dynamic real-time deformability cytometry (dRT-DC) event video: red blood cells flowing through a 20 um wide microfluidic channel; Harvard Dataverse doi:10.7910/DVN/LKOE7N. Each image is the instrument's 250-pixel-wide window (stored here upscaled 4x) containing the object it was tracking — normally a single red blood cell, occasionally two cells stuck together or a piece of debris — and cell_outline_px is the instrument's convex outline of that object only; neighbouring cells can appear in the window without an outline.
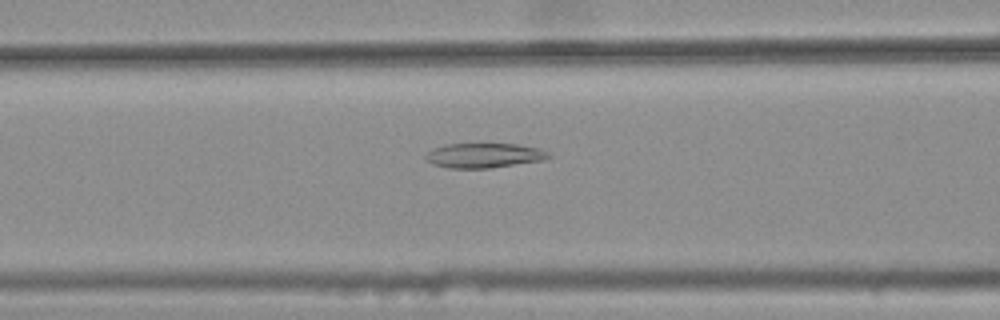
{"species": "common noctule bat (a hibernating species)", "species_latin": "Nyctalus noctula", "temperature_condition": "warm", "stored_images_in_passage": 27, "camera_frame_rate_fps": 3000, "um_per_image_px": 0.085, "animal": {"sex": "female", "body_mass_g": 25.1}, "frame": {"image": 1, "passage_image": 15, "time_ms": 4.667, "image_size_px": [1000, 320], "cell_outline_px": [[552, 156], [544, 160], [492, 168], [448, 168], [432, 164], [424, 156], [432, 148], [444, 144], [516, 144], [536, 148], [548, 152]], "centroid_in_image_um": [41.12, 13.22], "position_along_channel_um": 125.5, "area_um2": 17.69}}
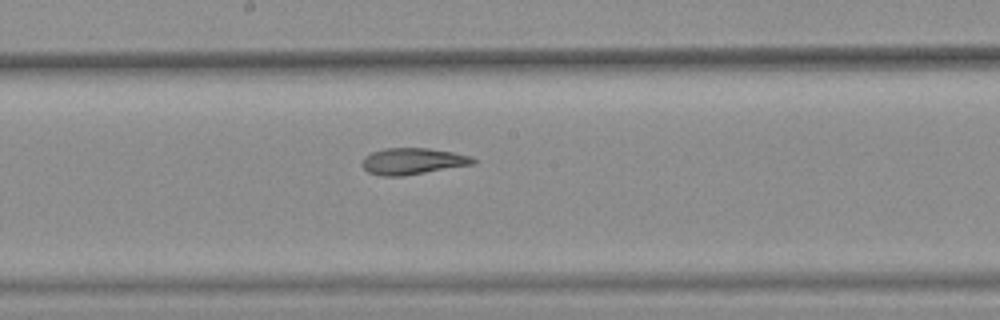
{"frame": {"image": 2, "passage_image": 22, "time_ms": 7.0, "image_size_px": [1000, 320], "cell_outline_px": [[476, 164], [404, 176], [380, 176], [368, 172], [360, 164], [364, 156], [372, 152], [384, 148], [428, 148], [452, 152], [472, 156], [476, 160]], "centroid_in_image_um": [35.07, 13.71], "position_along_channel_um": 213.1, "area_um2": 17.34}}
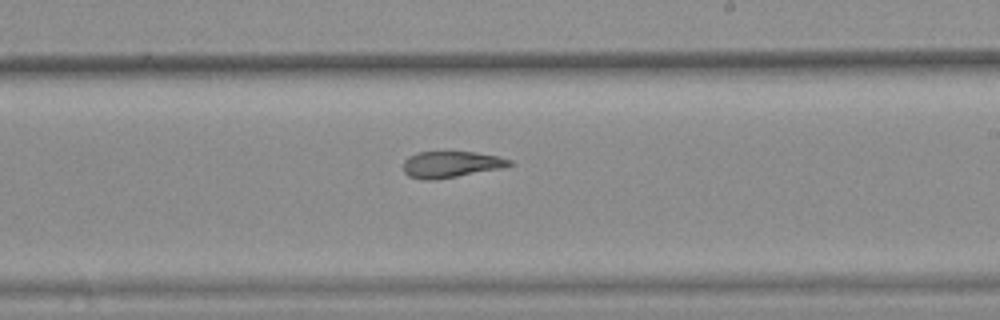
{"frame": {"image": 3, "passage_image": 25, "time_ms": 8.0, "image_size_px": [1000, 320], "cell_outline_px": [[516, 164], [500, 168], [456, 176], [432, 180], [424, 180], [408, 176], [404, 172], [404, 160], [408, 156], [416, 152], [476, 152], [496, 156], [512, 160]], "centroid_in_image_um": [38.32, 13.96], "position_along_channel_um": 250.7, "area_um2": 16.18}}